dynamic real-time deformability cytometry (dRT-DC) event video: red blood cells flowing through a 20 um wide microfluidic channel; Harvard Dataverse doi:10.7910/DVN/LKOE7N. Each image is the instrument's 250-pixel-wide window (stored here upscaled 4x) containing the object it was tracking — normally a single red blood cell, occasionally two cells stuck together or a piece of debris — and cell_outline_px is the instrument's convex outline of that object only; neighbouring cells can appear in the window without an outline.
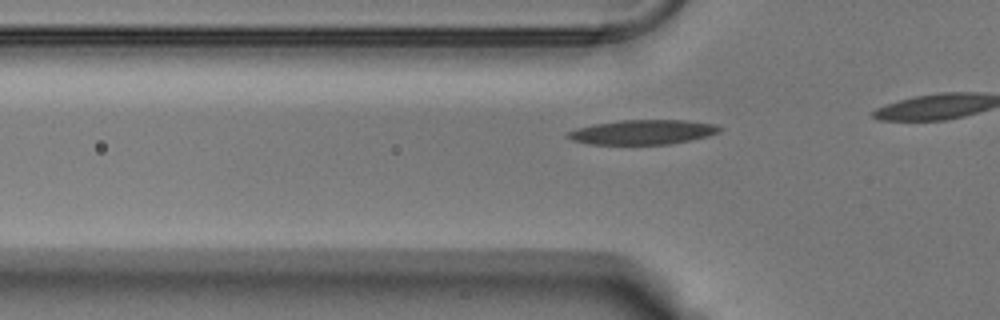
{"species": "Egyptian fruit bat (a non-hibernating species)", "species_latin": "Rousettus aegyptiacus", "temperature_condition": "warm", "stored_images_in_passage": 16, "camera_frame_rate_fps": 3000, "um_per_image_px": 0.085, "animal": {"sex": "male"}, "frame": {"image": 1, "passage_image": 10, "time_ms": 3.0, "image_size_px": [1000, 320], "cell_outline_px": [[724, 128], [720, 132], [708, 136], [668, 144], [588, 144], [572, 140], [564, 136], [568, 132], [576, 128], [592, 124], [620, 120], [684, 120], [716, 124]], "centroid_in_image_um": [54.62, 11.22], "position_along_channel_um": 71.2, "area_um2": 21.85}}
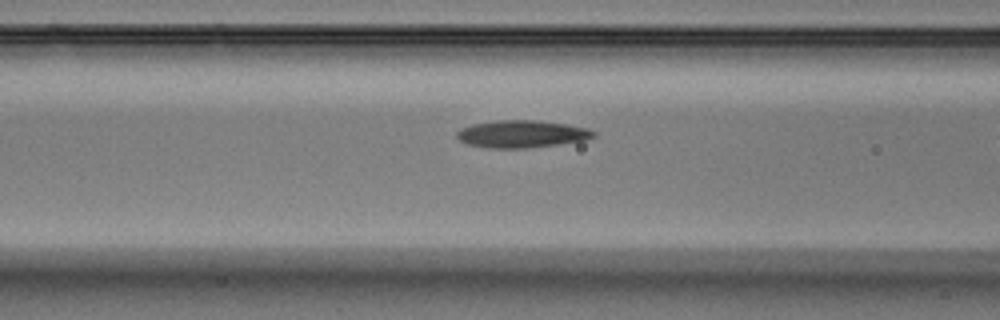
{"frame": {"image": 2, "passage_image": 14, "time_ms": 4.333, "image_size_px": [1000, 320], "cell_outline_px": [[596, 136], [584, 140], [556, 144], [524, 148], [488, 148], [468, 144], [460, 140], [456, 136], [456, 132], [460, 128], [472, 124], [496, 120], [536, 120], [568, 124], [588, 128], [596, 132]], "centroid_in_image_um": [44.34, 11.38], "position_along_channel_um": 122.3, "area_um2": 21.79}}